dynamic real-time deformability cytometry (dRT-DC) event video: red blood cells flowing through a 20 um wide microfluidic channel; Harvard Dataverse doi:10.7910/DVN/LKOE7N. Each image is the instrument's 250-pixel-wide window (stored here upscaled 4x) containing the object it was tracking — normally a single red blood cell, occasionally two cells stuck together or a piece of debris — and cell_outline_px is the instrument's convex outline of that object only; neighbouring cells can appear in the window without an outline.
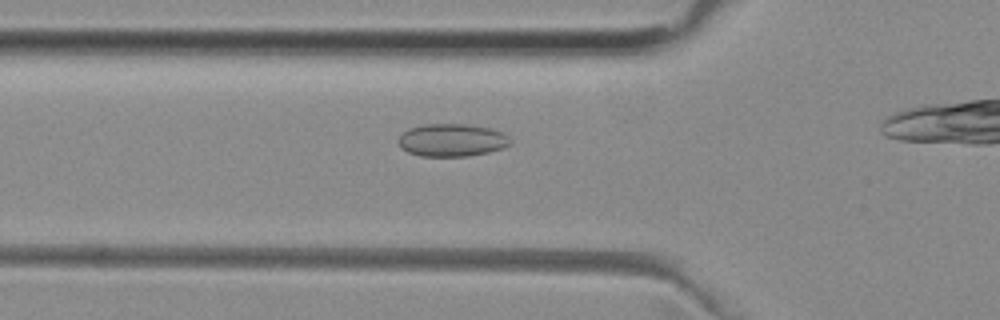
{"species": "common noctule bat (a hibernating species)", "species_latin": "Nyctalus noctula", "temperature_condition": "room temperature", "stored_images_in_passage": 12, "camera_frame_rate_fps": 3000, "um_per_image_px": 0.085, "animal": {"sex": "female", "body_mass_g": 29.2, "forearm_length_mm": 56.3}, "frame": {"image": 1, "passage_image": 4, "time_ms": 1.0, "image_size_px": [1000, 320], "cell_outline_px": [[512, 140], [504, 148], [488, 152], [468, 156], [420, 156], [408, 152], [400, 148], [396, 140], [408, 128], [424, 124], [464, 124], [492, 128], [508, 136]], "centroid_in_image_um": [38.38, 11.91], "position_along_channel_um": 87.4, "area_um2": 21.44}}
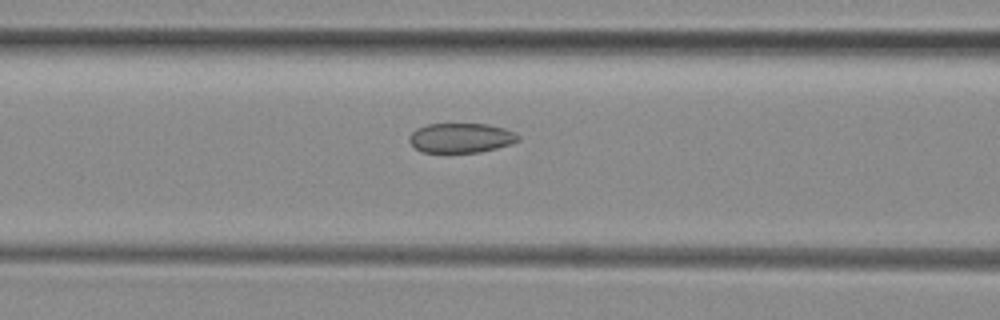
{"frame": {"image": 2, "passage_image": 7, "time_ms": 2.0, "image_size_px": [1000, 320], "cell_outline_px": [[520, 140], [496, 148], [480, 152], [424, 152], [416, 148], [408, 140], [412, 132], [416, 128], [428, 124], [488, 124], [504, 128], [520, 136]], "centroid_in_image_um": [39.17, 11.71], "position_along_channel_um": 127.4, "area_um2": 18.61}}
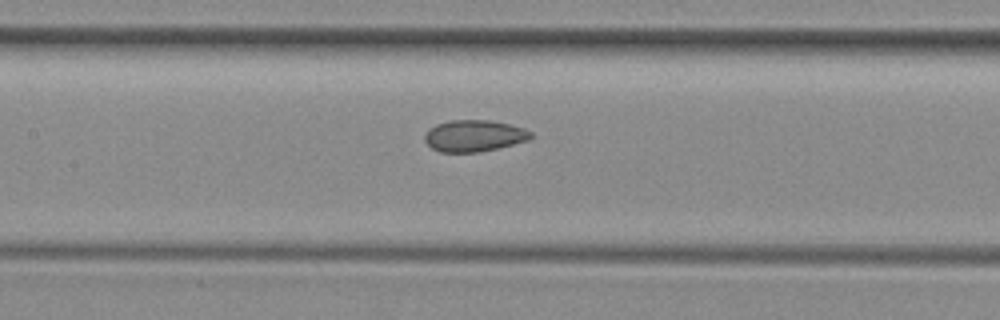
{"frame": {"image": 3, "passage_image": 10, "time_ms": 3.0, "image_size_px": [1000, 320], "cell_outline_px": [[532, 136], [528, 140], [480, 152], [440, 152], [432, 148], [424, 140], [424, 136], [428, 128], [436, 124], [452, 120], [488, 120], [508, 124], [524, 128], [532, 132]], "centroid_in_image_um": [40.26, 11.54], "position_along_channel_um": 167.1, "area_um2": 19.42}}